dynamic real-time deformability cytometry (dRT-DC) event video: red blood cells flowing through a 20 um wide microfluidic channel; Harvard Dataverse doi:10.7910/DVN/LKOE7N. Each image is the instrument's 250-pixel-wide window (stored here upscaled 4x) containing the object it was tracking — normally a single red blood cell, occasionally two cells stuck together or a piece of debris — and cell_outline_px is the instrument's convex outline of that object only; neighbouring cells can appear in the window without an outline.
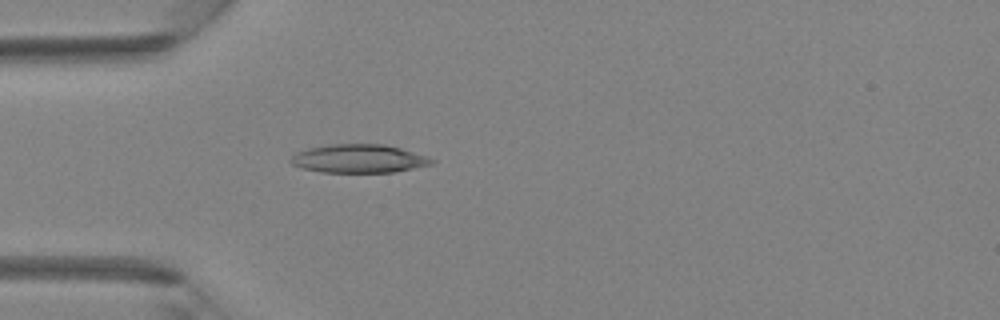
{"species": "Egyptian fruit bat (a non-hibernating species)", "species_latin": "Rousettus aegyptiacus", "temperature_condition": "room temperature", "stored_images_in_passage": 4, "camera_frame_rate_fps": 3000, "um_per_image_px": 0.085, "animal": {"sex": "female"}, "frame": {"image": 1, "passage_image": 4, "time_ms": 3.333, "image_size_px": [1000, 320], "cell_outline_px": [[436, 160], [432, 164], [396, 172], [320, 172], [300, 168], [292, 164], [288, 160], [296, 152], [308, 148], [332, 144], [384, 144], [400, 148], [428, 156]], "centroid_in_image_um": [30.49, 13.49], "position_along_channel_um": 54.5, "area_um2": 23.47}}